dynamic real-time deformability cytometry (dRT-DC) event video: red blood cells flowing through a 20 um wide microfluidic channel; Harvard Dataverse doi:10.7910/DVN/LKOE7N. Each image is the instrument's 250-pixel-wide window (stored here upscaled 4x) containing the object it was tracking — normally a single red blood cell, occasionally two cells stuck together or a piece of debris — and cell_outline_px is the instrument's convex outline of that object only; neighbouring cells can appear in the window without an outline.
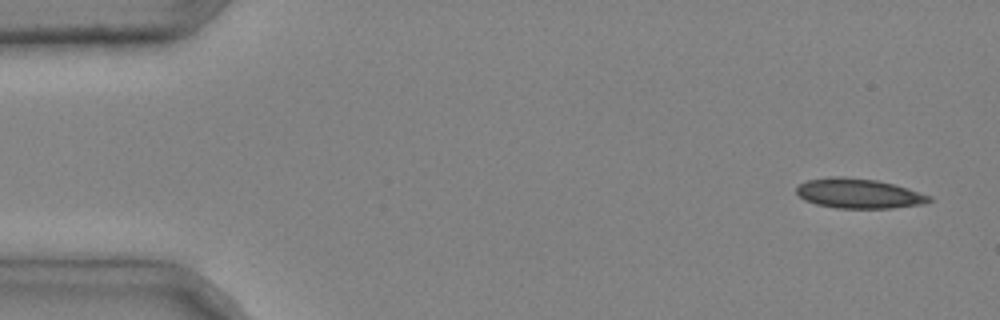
{"species": "common noctule bat (a hibernating species)", "species_latin": "Nyctalus noctula", "temperature_condition": "cold", "stored_images_in_passage": 2, "camera_frame_rate_fps": 3000, "um_per_image_px": 0.085, "animal": {"sex": "male", "body_mass_g": 20.4}, "frame": {"image": 1, "passage_image": 1, "time_ms": 0.0, "image_size_px": [1000, 320], "cell_outline_px": [[932, 200], [924, 204], [892, 208], [836, 208], [816, 204], [804, 200], [796, 192], [796, 188], [800, 184], [808, 180], [832, 176], [844, 176], [876, 180], [908, 188], [932, 196]], "centroid_in_image_um": [73.0, 16.44], "position_along_channel_um": 12.0, "area_um2": 23.06}}